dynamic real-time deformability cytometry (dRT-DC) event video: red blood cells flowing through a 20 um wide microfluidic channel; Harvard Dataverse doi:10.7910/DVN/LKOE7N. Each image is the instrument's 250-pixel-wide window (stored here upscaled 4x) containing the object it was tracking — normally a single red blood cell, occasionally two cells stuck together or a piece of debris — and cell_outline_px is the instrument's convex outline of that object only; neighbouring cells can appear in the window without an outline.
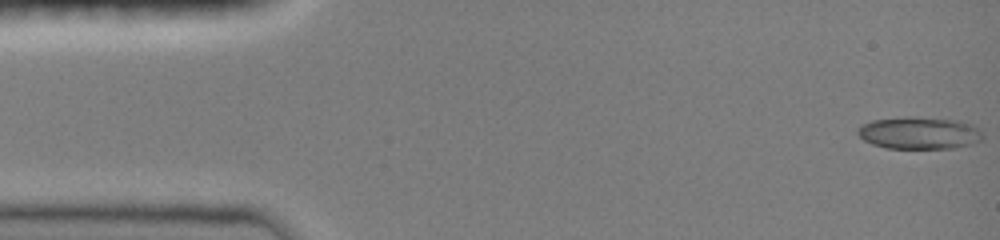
{"species": "common noctule bat (a hibernating species)", "species_latin": "Nyctalus noctula", "temperature_condition": "room temperature", "stored_images_in_passage": 24, "camera_frame_rate_fps": 3000, "um_per_image_px": 0.085, "animal": {"sex": "female", "body_mass_g": 19.0, "forearm_length_mm": 51.5}, "frame": {"image": 1, "passage_image": 1, "time_ms": 0.0, "image_size_px": [1000, 240], "cell_outline_px": [[984, 136], [980, 140], [972, 144], [952, 148], [884, 148], [872, 144], [864, 140], [856, 132], [856, 128], [872, 120], [908, 116], [912, 116], [960, 120], [972, 124]], "centroid_in_image_um": [78.12, 11.29], "position_along_channel_um": 6.9, "area_um2": 23.58}}
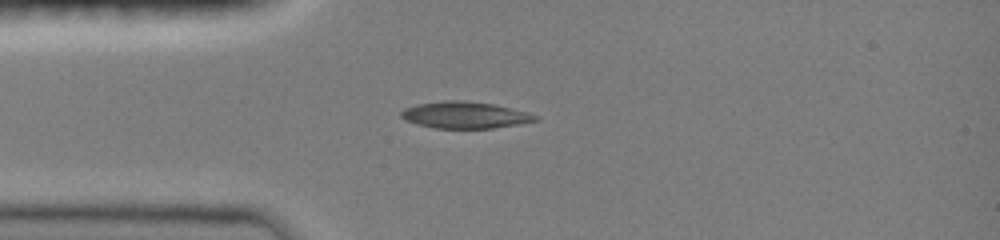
{"frame": {"image": 2, "passage_image": 19, "time_ms": 3.667, "image_size_px": [1000, 240], "cell_outline_px": [[540, 120], [492, 128], [436, 128], [416, 124], [404, 120], [400, 116], [400, 112], [404, 108], [416, 104], [444, 100], [464, 100], [496, 104], [528, 112], [540, 116]], "centroid_in_image_um": [39.51, 9.76], "position_along_channel_um": 45.5, "area_um2": 21.1}}